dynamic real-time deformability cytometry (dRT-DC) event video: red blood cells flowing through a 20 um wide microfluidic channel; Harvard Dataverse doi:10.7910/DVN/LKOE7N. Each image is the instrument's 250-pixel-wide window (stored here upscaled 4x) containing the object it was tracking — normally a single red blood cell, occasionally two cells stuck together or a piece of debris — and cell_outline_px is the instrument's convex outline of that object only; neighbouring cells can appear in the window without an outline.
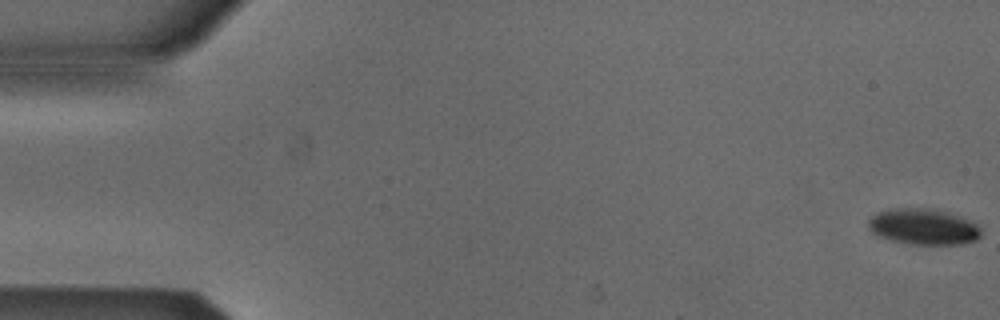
{"species": "Egyptian fruit bat (a non-hibernating species)", "species_latin": "Rousettus aegyptiacus", "temperature_condition": "cold", "stored_images_in_passage": 4, "camera_frame_rate_fps": 3000, "um_per_image_px": 0.085, "animal": {"sex": "male"}, "frame": {"image": 1, "passage_image": 1, "time_ms": 0.0, "image_size_px": [1000, 320], "cell_outline_px": [[980, 236], [976, 240], [964, 244], [912, 244], [892, 240], [880, 236], [872, 232], [868, 228], [868, 220], [872, 216], [880, 212], [896, 208], [932, 208], [948, 212], [960, 216], [976, 224], [980, 228]], "centroid_in_image_um": [78.5, 19.27], "position_along_channel_um": 6.5, "area_um2": 23.47}}